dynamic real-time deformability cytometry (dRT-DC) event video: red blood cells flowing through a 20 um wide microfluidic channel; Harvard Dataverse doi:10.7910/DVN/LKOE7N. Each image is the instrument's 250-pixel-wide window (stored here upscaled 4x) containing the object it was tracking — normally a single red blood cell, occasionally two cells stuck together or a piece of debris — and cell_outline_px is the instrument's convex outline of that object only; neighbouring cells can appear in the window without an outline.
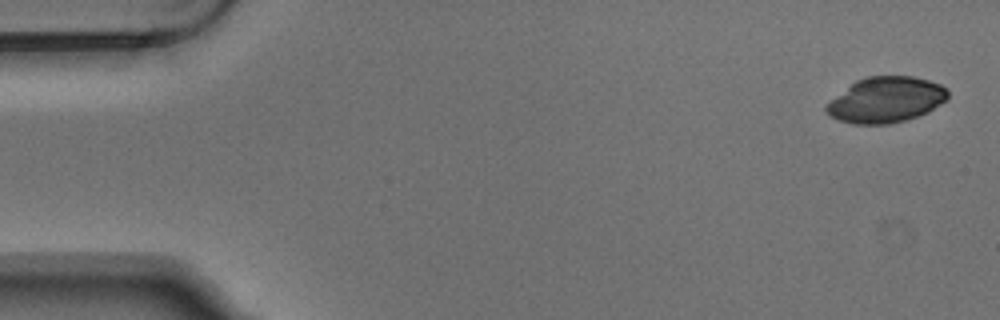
{"species": "Egyptian fruit bat (a non-hibernating species)", "species_latin": "Rousettus aegyptiacus", "temperature_condition": "warm", "stored_images_in_passage": 5, "camera_frame_rate_fps": 3000, "um_per_image_px": 0.085, "animal": {"sex": "male"}, "frame": {"image": 1, "passage_image": 1, "time_ms": 0.0, "image_size_px": [1000, 320], "cell_outline_px": [[948, 100], [928, 112], [904, 120], [888, 124], [852, 124], [836, 120], [824, 112], [824, 108], [832, 100], [856, 80], [868, 76], [912, 76], [928, 80], [940, 84], [948, 88]], "centroid_in_image_um": [75.32, 8.49], "position_along_channel_um": 9.7, "area_um2": 32.31}}